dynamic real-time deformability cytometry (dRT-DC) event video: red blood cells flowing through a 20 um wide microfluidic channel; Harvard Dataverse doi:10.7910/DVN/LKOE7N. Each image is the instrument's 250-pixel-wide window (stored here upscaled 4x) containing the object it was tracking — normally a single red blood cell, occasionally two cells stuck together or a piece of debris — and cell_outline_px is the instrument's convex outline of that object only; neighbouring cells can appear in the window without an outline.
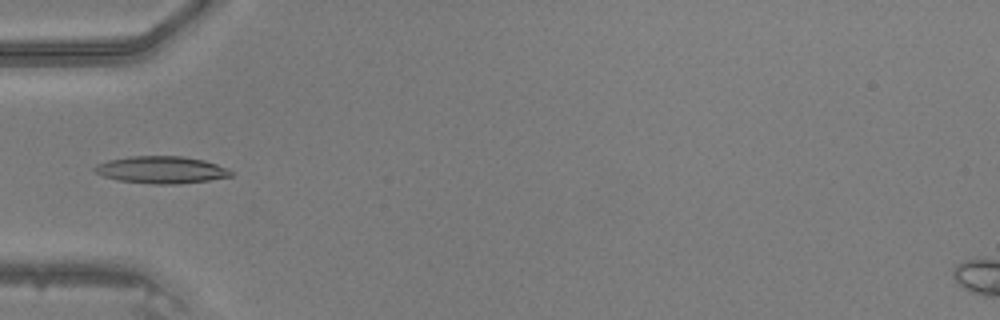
{"species": "common noctule bat (a hibernating species)", "species_latin": "Nyctalus noctula", "temperature_condition": "warm", "stored_images_in_passage": 26, "camera_frame_rate_fps": 3000, "um_per_image_px": 0.085, "animal": {"sex": "male", "body_mass_g": 20.5, "forearm_length_mm": 52.5}, "frame": {"image": 1, "passage_image": 1, "time_ms": 0.0, "image_size_px": [1000, 320], "cell_outline_px": [[236, 172], [232, 176], [208, 180], [176, 184], [152, 184], [116, 180], [104, 176], [96, 172], [92, 168], [96, 164], [108, 160], [128, 156], [184, 156], [204, 160], [228, 168]], "centroid_in_image_um": [13.72, 14.43], "position_along_channel_um": 71.3, "area_um2": 21.73}}
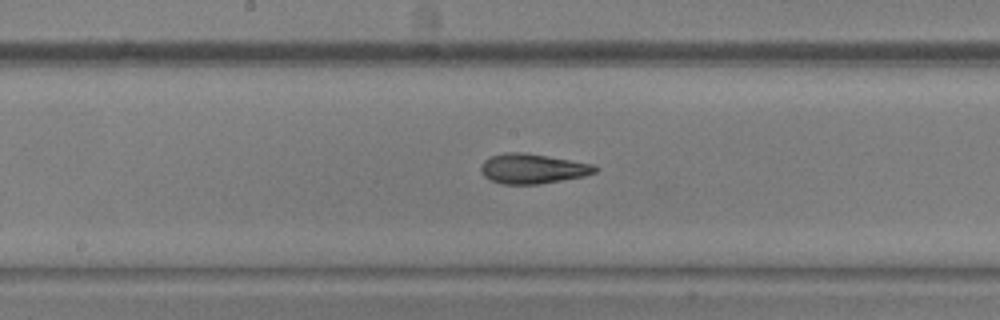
{"frame": {"image": 2, "passage_image": 10, "time_ms": 3.0, "image_size_px": [1000, 320], "cell_outline_px": [[600, 168], [596, 172], [584, 176], [540, 184], [500, 184], [484, 176], [480, 172], [480, 164], [484, 160], [492, 156], [504, 152], [524, 152], [548, 156], [592, 164]], "centroid_in_image_um": [45.25, 14.33], "position_along_channel_um": 203.0, "area_um2": 19.94}}
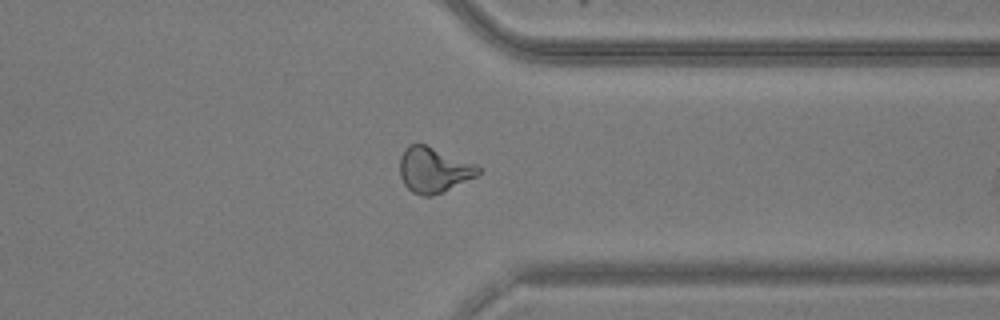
{"frame": {"image": 3, "passage_image": 22, "time_ms": 7.0, "image_size_px": [1000, 320], "cell_outline_px": [[480, 172], [476, 176], [444, 192], [432, 196], [420, 196], [412, 192], [404, 184], [400, 176], [400, 156], [404, 148], [408, 144], [424, 144], [476, 164], [480, 168]], "centroid_in_image_um": [36.84, 14.45], "position_along_channel_um": 374.6, "area_um2": 20.75}}